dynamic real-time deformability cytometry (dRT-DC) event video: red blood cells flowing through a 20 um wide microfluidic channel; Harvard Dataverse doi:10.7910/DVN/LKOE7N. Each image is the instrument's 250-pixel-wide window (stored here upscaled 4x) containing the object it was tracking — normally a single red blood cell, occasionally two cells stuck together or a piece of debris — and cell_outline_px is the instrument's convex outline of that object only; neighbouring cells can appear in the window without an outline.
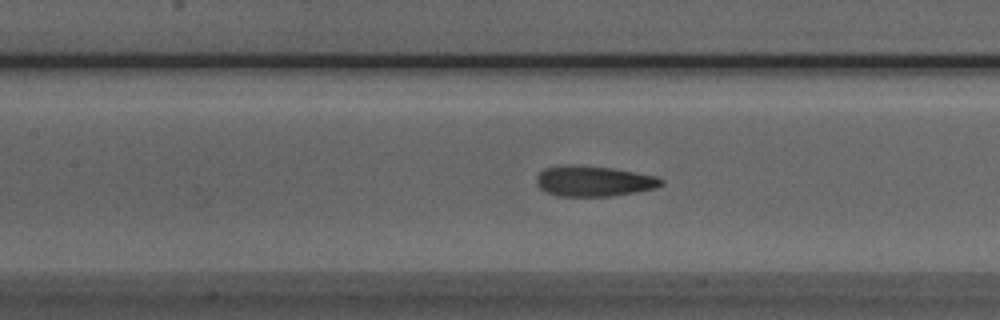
{"species": "Egyptian fruit bat (a non-hibernating species)", "species_latin": "Rousettus aegyptiacus", "temperature_condition": "room temperature", "stored_images_in_passage": 45, "camera_frame_rate_fps": 3000, "um_per_image_px": 0.085, "animal": {"sex": "male"}, "frame": {"image": 1, "passage_image": 16, "time_ms": 5.0, "image_size_px": [1000, 320], "cell_outline_px": [[664, 184], [656, 188], [636, 192], [612, 196], [556, 196], [540, 188], [536, 184], [536, 176], [544, 168], [612, 168], [656, 176], [664, 180]], "centroid_in_image_um": [50.54, 15.45], "position_along_channel_um": 156.9, "area_um2": 21.27}}
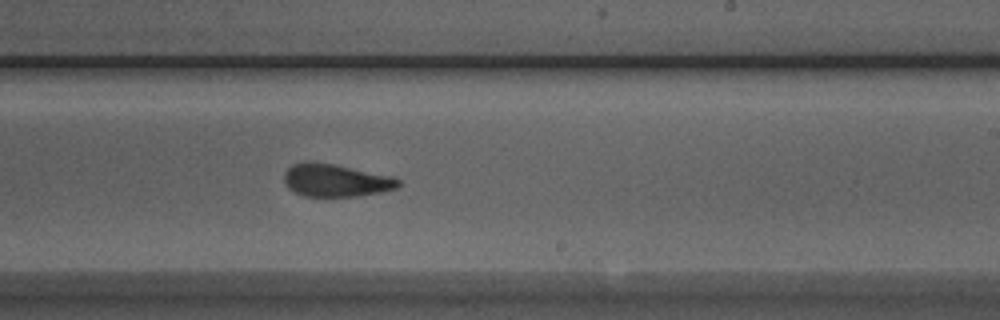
{"frame": {"image": 2, "passage_image": 24, "time_ms": 7.667, "image_size_px": [1000, 320], "cell_outline_px": [[400, 184], [396, 188], [380, 192], [360, 196], [304, 196], [288, 188], [284, 184], [284, 172], [292, 164], [304, 160], [308, 160], [332, 164], [392, 176], [400, 180]], "centroid_in_image_um": [28.49, 15.32], "position_along_channel_um": 260.5, "area_um2": 21.79}}
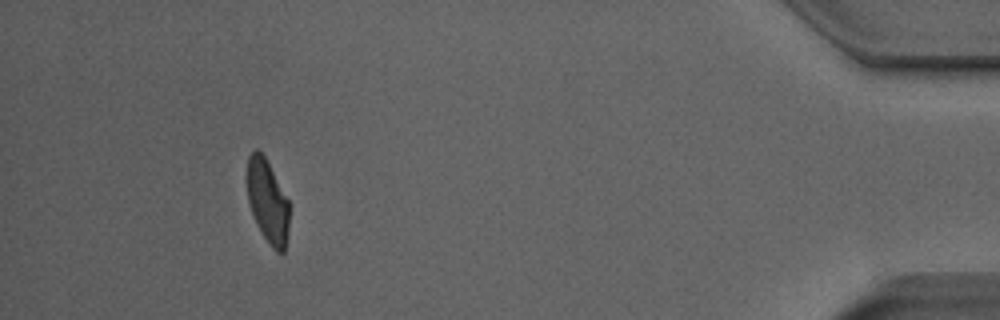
{"frame": {"image": 3, "passage_image": 41, "time_ms": 13.333, "image_size_px": [1000, 320], "cell_outline_px": [[288, 236], [284, 252], [276, 252], [272, 248], [256, 224], [248, 200], [244, 180], [244, 176], [248, 156], [256, 148], [264, 156], [288, 200]], "centroid_in_image_um": [22.69, 17.09], "position_along_channel_um": 412.5, "area_um2": 20.63}, "authors_computed_cell_mechanics": {"area_um2": 22.1374, "velocity_mm_per_s": 3.8971, "shape_relaxation_time_tau1_ms": 11.2186, "shape_relaxation_time_tau2_ms": 1.6284, "deformation_change_tau1": 0.2596, "deformation_change_tau2": 0.0897}}